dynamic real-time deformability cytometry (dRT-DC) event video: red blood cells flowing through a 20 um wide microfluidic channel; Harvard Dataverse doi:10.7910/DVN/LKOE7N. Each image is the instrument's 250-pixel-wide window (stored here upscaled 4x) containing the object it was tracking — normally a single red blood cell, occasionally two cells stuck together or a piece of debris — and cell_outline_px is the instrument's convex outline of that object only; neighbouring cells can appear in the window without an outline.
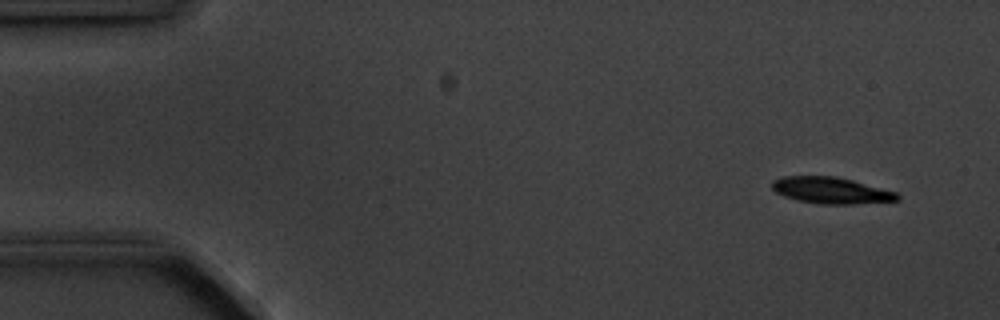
{"species": "common noctule bat (a hibernating species)", "species_latin": "Nyctalus noctula", "temperature_condition": "cold", "stored_images_in_passage": 14, "camera_frame_rate_fps": 3000, "um_per_image_px": 0.085, "animal": {"sex": "male", "body_mass_g": 20.1, "forearm_length_mm": 53.5}, "frame": {"image": 1, "passage_image": 1, "time_ms": 0.0, "image_size_px": [1000, 320], "cell_outline_px": [[900, 200], [852, 204], [820, 204], [796, 200], [784, 196], [776, 192], [772, 188], [772, 180], [784, 176], [836, 176], [852, 180], [896, 192], [900, 196]], "centroid_in_image_um": [70.62, 16.18], "position_along_channel_um": 14.4, "area_um2": 19.25}}
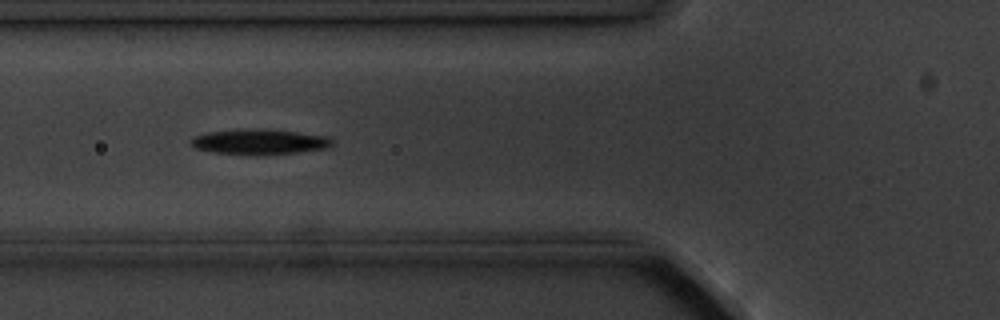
{"frame": {"image": 2, "passage_image": 5, "time_ms": 5.333, "image_size_px": [1000, 320], "cell_outline_px": [[332, 144], [328, 148], [296, 152], [256, 156], [248, 156], [212, 152], [196, 148], [188, 140], [192, 136], [208, 132], [244, 128], [248, 128], [296, 132], [328, 136], [332, 140]], "centroid_in_image_um": [21.99, 12.06], "position_along_channel_um": 103.8, "area_um2": 21.1}}
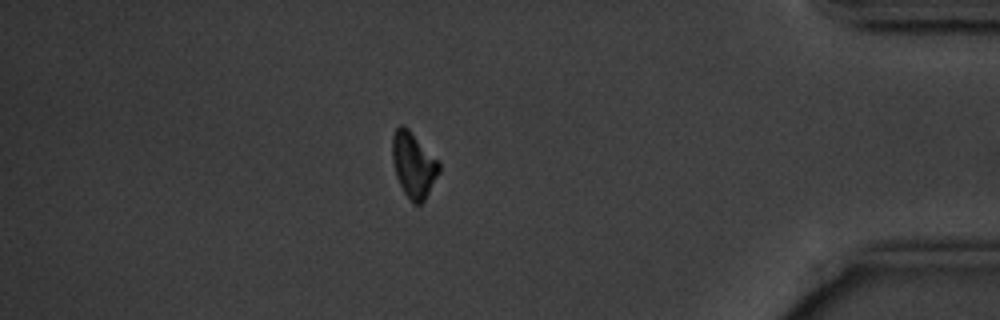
{"frame": {"image": 3, "passage_image": 13, "time_ms": 14.667, "image_size_px": [1000, 320], "cell_outline_px": [[440, 172], [424, 200], [420, 204], [412, 204], [404, 192], [396, 176], [392, 160], [392, 136], [396, 128], [400, 124], [404, 124], [440, 160]], "centroid_in_image_um": [35.16, 13.98], "position_along_channel_um": 400.0, "area_um2": 18.09}, "authors_computed_cell_mechanics": {"area_um2": 19.652, "velocity_mm_per_s": 3.5893, "shape_relaxation_time_tau1_ms": 1.4461, "shape_relaxation_time_tau2_ms": null, "deformation_change_tau1": 0.0755, "deformation_change_tau2": null}}